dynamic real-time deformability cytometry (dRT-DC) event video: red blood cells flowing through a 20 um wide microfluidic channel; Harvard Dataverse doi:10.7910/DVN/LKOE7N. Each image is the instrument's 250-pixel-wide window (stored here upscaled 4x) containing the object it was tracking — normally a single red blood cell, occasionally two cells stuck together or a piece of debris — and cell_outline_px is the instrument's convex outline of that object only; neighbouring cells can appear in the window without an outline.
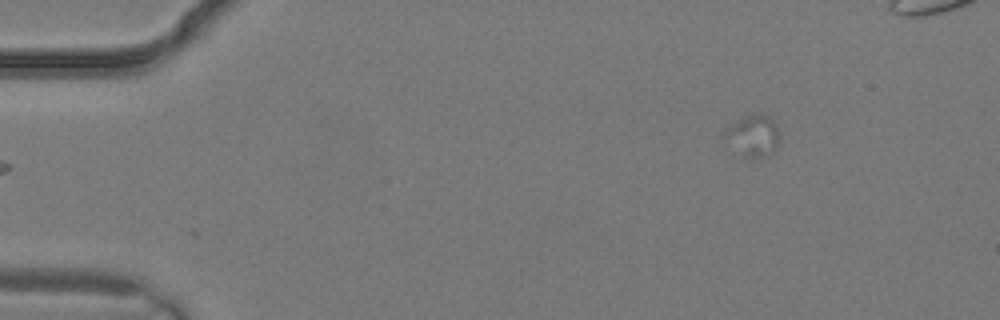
{"species": "common noctule bat (a hibernating species)", "species_latin": "Nyctalus noctula", "temperature_condition": "warm", "stored_images_in_passage": 3, "camera_frame_rate_fps": 3000, "um_per_image_px": 0.085, "animal": {"sex": "male", "body_mass_g": 19.2, "forearm_length_mm": 51.8}, "frame": {"image": 1, "passage_image": 3, "time_ms": 0.667, "image_size_px": [1000, 320], "cell_outline_px": [[780, 136], [772, 152], [768, 156], [744, 156], [724, 140], [720, 136], [720, 132], [724, 128], [748, 112], [764, 112], [776, 120]], "centroid_in_image_um": [63.97, 11.42], "position_along_channel_um": 21.0, "area_um2": 13.93}}